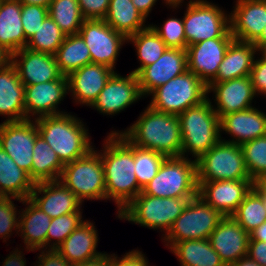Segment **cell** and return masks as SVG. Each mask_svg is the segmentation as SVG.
Masks as SVG:
<instances>
[{
  "instance_id": "6da1fadb",
  "label": "cell",
  "mask_w": 266,
  "mask_h": 266,
  "mask_svg": "<svg viewBox=\"0 0 266 266\" xmlns=\"http://www.w3.org/2000/svg\"><path fill=\"white\" fill-rule=\"evenodd\" d=\"M102 149L99 153L104 168L106 200L115 202L118 215L142 192L135 175L134 145L120 131L113 130L105 138Z\"/></svg>"
},
{
  "instance_id": "7a4b0ae2",
  "label": "cell",
  "mask_w": 266,
  "mask_h": 266,
  "mask_svg": "<svg viewBox=\"0 0 266 266\" xmlns=\"http://www.w3.org/2000/svg\"><path fill=\"white\" fill-rule=\"evenodd\" d=\"M120 133L136 147L165 157L181 156L182 135L177 115L156 111L148 105L138 120Z\"/></svg>"
},
{
  "instance_id": "3957f363",
  "label": "cell",
  "mask_w": 266,
  "mask_h": 266,
  "mask_svg": "<svg viewBox=\"0 0 266 266\" xmlns=\"http://www.w3.org/2000/svg\"><path fill=\"white\" fill-rule=\"evenodd\" d=\"M38 134L65 165L87 155L92 145L86 124L70 113L43 116L35 119Z\"/></svg>"
},
{
  "instance_id": "277c9868",
  "label": "cell",
  "mask_w": 266,
  "mask_h": 266,
  "mask_svg": "<svg viewBox=\"0 0 266 266\" xmlns=\"http://www.w3.org/2000/svg\"><path fill=\"white\" fill-rule=\"evenodd\" d=\"M209 97L178 115L181 135V157L188 153L197 160L221 140L220 118Z\"/></svg>"
},
{
  "instance_id": "5b68a950",
  "label": "cell",
  "mask_w": 266,
  "mask_h": 266,
  "mask_svg": "<svg viewBox=\"0 0 266 266\" xmlns=\"http://www.w3.org/2000/svg\"><path fill=\"white\" fill-rule=\"evenodd\" d=\"M198 187L195 159L167 157L142 192L160 198H195Z\"/></svg>"
},
{
  "instance_id": "8992f818",
  "label": "cell",
  "mask_w": 266,
  "mask_h": 266,
  "mask_svg": "<svg viewBox=\"0 0 266 266\" xmlns=\"http://www.w3.org/2000/svg\"><path fill=\"white\" fill-rule=\"evenodd\" d=\"M190 199L193 198H160L141 192L117 217L149 229H159L166 235Z\"/></svg>"
},
{
  "instance_id": "52a82bcc",
  "label": "cell",
  "mask_w": 266,
  "mask_h": 266,
  "mask_svg": "<svg viewBox=\"0 0 266 266\" xmlns=\"http://www.w3.org/2000/svg\"><path fill=\"white\" fill-rule=\"evenodd\" d=\"M148 104L159 112L180 115L189 107L201 104L208 98V86L194 73L186 70L153 90Z\"/></svg>"
},
{
  "instance_id": "ba28073f",
  "label": "cell",
  "mask_w": 266,
  "mask_h": 266,
  "mask_svg": "<svg viewBox=\"0 0 266 266\" xmlns=\"http://www.w3.org/2000/svg\"><path fill=\"white\" fill-rule=\"evenodd\" d=\"M59 181L83 203L106 200V183L101 155L92 149L87 155L64 165Z\"/></svg>"
},
{
  "instance_id": "9c48e42d",
  "label": "cell",
  "mask_w": 266,
  "mask_h": 266,
  "mask_svg": "<svg viewBox=\"0 0 266 266\" xmlns=\"http://www.w3.org/2000/svg\"><path fill=\"white\" fill-rule=\"evenodd\" d=\"M183 23L187 47L213 38H233L230 14L207 0H190Z\"/></svg>"
},
{
  "instance_id": "30bf717a",
  "label": "cell",
  "mask_w": 266,
  "mask_h": 266,
  "mask_svg": "<svg viewBox=\"0 0 266 266\" xmlns=\"http://www.w3.org/2000/svg\"><path fill=\"white\" fill-rule=\"evenodd\" d=\"M197 181L252 180L240 145L220 140L197 160Z\"/></svg>"
},
{
  "instance_id": "8fae6325",
  "label": "cell",
  "mask_w": 266,
  "mask_h": 266,
  "mask_svg": "<svg viewBox=\"0 0 266 266\" xmlns=\"http://www.w3.org/2000/svg\"><path fill=\"white\" fill-rule=\"evenodd\" d=\"M223 217L198 195L188 201L162 240L170 249L175 243L184 240L209 239Z\"/></svg>"
},
{
  "instance_id": "7c38bea8",
  "label": "cell",
  "mask_w": 266,
  "mask_h": 266,
  "mask_svg": "<svg viewBox=\"0 0 266 266\" xmlns=\"http://www.w3.org/2000/svg\"><path fill=\"white\" fill-rule=\"evenodd\" d=\"M89 48L91 63L115 70L119 51L127 38L116 32L104 19H85L78 33Z\"/></svg>"
},
{
  "instance_id": "4fadbf2b",
  "label": "cell",
  "mask_w": 266,
  "mask_h": 266,
  "mask_svg": "<svg viewBox=\"0 0 266 266\" xmlns=\"http://www.w3.org/2000/svg\"><path fill=\"white\" fill-rule=\"evenodd\" d=\"M35 119L0 123V146L31 177L33 148L38 136Z\"/></svg>"
},
{
  "instance_id": "5bb4252c",
  "label": "cell",
  "mask_w": 266,
  "mask_h": 266,
  "mask_svg": "<svg viewBox=\"0 0 266 266\" xmlns=\"http://www.w3.org/2000/svg\"><path fill=\"white\" fill-rule=\"evenodd\" d=\"M141 98L144 97L139 88L137 75L130 72L123 77L115 72L90 107L110 116L124 111Z\"/></svg>"
},
{
  "instance_id": "9a60e30c",
  "label": "cell",
  "mask_w": 266,
  "mask_h": 266,
  "mask_svg": "<svg viewBox=\"0 0 266 266\" xmlns=\"http://www.w3.org/2000/svg\"><path fill=\"white\" fill-rule=\"evenodd\" d=\"M198 195L222 216H232L253 188V180L198 182Z\"/></svg>"
},
{
  "instance_id": "2e32d148",
  "label": "cell",
  "mask_w": 266,
  "mask_h": 266,
  "mask_svg": "<svg viewBox=\"0 0 266 266\" xmlns=\"http://www.w3.org/2000/svg\"><path fill=\"white\" fill-rule=\"evenodd\" d=\"M68 95L67 76L60 79L26 85L24 93L25 119H34L43 116L58 115L66 113L58 110V105Z\"/></svg>"
},
{
  "instance_id": "e0dca14e",
  "label": "cell",
  "mask_w": 266,
  "mask_h": 266,
  "mask_svg": "<svg viewBox=\"0 0 266 266\" xmlns=\"http://www.w3.org/2000/svg\"><path fill=\"white\" fill-rule=\"evenodd\" d=\"M234 38H213L186 48L187 70L207 86L216 78L224 54Z\"/></svg>"
},
{
  "instance_id": "ac0fdd59",
  "label": "cell",
  "mask_w": 266,
  "mask_h": 266,
  "mask_svg": "<svg viewBox=\"0 0 266 266\" xmlns=\"http://www.w3.org/2000/svg\"><path fill=\"white\" fill-rule=\"evenodd\" d=\"M186 70V49L167 48L155 63L144 67L137 74L141 94L143 97L149 96L153 90Z\"/></svg>"
},
{
  "instance_id": "d6986e66",
  "label": "cell",
  "mask_w": 266,
  "mask_h": 266,
  "mask_svg": "<svg viewBox=\"0 0 266 266\" xmlns=\"http://www.w3.org/2000/svg\"><path fill=\"white\" fill-rule=\"evenodd\" d=\"M213 92L215 107L213 109L221 118L233 112L252 108L256 97L250 76L236 78L224 82H211L208 94ZM217 106V107H216Z\"/></svg>"
},
{
  "instance_id": "ffe728a7",
  "label": "cell",
  "mask_w": 266,
  "mask_h": 266,
  "mask_svg": "<svg viewBox=\"0 0 266 266\" xmlns=\"http://www.w3.org/2000/svg\"><path fill=\"white\" fill-rule=\"evenodd\" d=\"M29 199L51 219L82 211V202L59 180L36 183Z\"/></svg>"
},
{
  "instance_id": "44dd1931",
  "label": "cell",
  "mask_w": 266,
  "mask_h": 266,
  "mask_svg": "<svg viewBox=\"0 0 266 266\" xmlns=\"http://www.w3.org/2000/svg\"><path fill=\"white\" fill-rule=\"evenodd\" d=\"M11 63L25 86L53 81L63 76L54 54L23 48L12 54Z\"/></svg>"
},
{
  "instance_id": "7402d4cb",
  "label": "cell",
  "mask_w": 266,
  "mask_h": 266,
  "mask_svg": "<svg viewBox=\"0 0 266 266\" xmlns=\"http://www.w3.org/2000/svg\"><path fill=\"white\" fill-rule=\"evenodd\" d=\"M230 14V31L235 40L254 43L266 25V0H236Z\"/></svg>"
},
{
  "instance_id": "603a6c76",
  "label": "cell",
  "mask_w": 266,
  "mask_h": 266,
  "mask_svg": "<svg viewBox=\"0 0 266 266\" xmlns=\"http://www.w3.org/2000/svg\"><path fill=\"white\" fill-rule=\"evenodd\" d=\"M249 233L231 216L223 217L212 231L209 241L226 266L246 257Z\"/></svg>"
},
{
  "instance_id": "cb8c5ba5",
  "label": "cell",
  "mask_w": 266,
  "mask_h": 266,
  "mask_svg": "<svg viewBox=\"0 0 266 266\" xmlns=\"http://www.w3.org/2000/svg\"><path fill=\"white\" fill-rule=\"evenodd\" d=\"M114 73L115 70L104 65L86 64L67 76L68 93L77 104L90 107Z\"/></svg>"
},
{
  "instance_id": "d4e9b609",
  "label": "cell",
  "mask_w": 266,
  "mask_h": 266,
  "mask_svg": "<svg viewBox=\"0 0 266 266\" xmlns=\"http://www.w3.org/2000/svg\"><path fill=\"white\" fill-rule=\"evenodd\" d=\"M220 129L231 135V140L222 139L237 145L266 135V113L256 107L223 115L220 118Z\"/></svg>"
},
{
  "instance_id": "484cf974",
  "label": "cell",
  "mask_w": 266,
  "mask_h": 266,
  "mask_svg": "<svg viewBox=\"0 0 266 266\" xmlns=\"http://www.w3.org/2000/svg\"><path fill=\"white\" fill-rule=\"evenodd\" d=\"M98 231L90 220H84L58 247L57 251L71 264L82 263L101 256L98 252Z\"/></svg>"
},
{
  "instance_id": "4316f807",
  "label": "cell",
  "mask_w": 266,
  "mask_h": 266,
  "mask_svg": "<svg viewBox=\"0 0 266 266\" xmlns=\"http://www.w3.org/2000/svg\"><path fill=\"white\" fill-rule=\"evenodd\" d=\"M25 209L19 214L18 233L23 239L25 250L46 249V237L51 218L39 209L29 198L21 201Z\"/></svg>"
},
{
  "instance_id": "83f0119b",
  "label": "cell",
  "mask_w": 266,
  "mask_h": 266,
  "mask_svg": "<svg viewBox=\"0 0 266 266\" xmlns=\"http://www.w3.org/2000/svg\"><path fill=\"white\" fill-rule=\"evenodd\" d=\"M25 85L11 63L0 69V115L7 117L5 122L25 119Z\"/></svg>"
},
{
  "instance_id": "f1b7e54d",
  "label": "cell",
  "mask_w": 266,
  "mask_h": 266,
  "mask_svg": "<svg viewBox=\"0 0 266 266\" xmlns=\"http://www.w3.org/2000/svg\"><path fill=\"white\" fill-rule=\"evenodd\" d=\"M257 52L253 43L233 39L219 65L217 76L212 82H224L250 76Z\"/></svg>"
},
{
  "instance_id": "f546056e",
  "label": "cell",
  "mask_w": 266,
  "mask_h": 266,
  "mask_svg": "<svg viewBox=\"0 0 266 266\" xmlns=\"http://www.w3.org/2000/svg\"><path fill=\"white\" fill-rule=\"evenodd\" d=\"M22 3L18 0H2L0 3V46L11 54L27 45L21 20Z\"/></svg>"
},
{
  "instance_id": "4dcf8cb0",
  "label": "cell",
  "mask_w": 266,
  "mask_h": 266,
  "mask_svg": "<svg viewBox=\"0 0 266 266\" xmlns=\"http://www.w3.org/2000/svg\"><path fill=\"white\" fill-rule=\"evenodd\" d=\"M34 180L0 146V189L6 197L25 200L30 197Z\"/></svg>"
},
{
  "instance_id": "1f68e13d",
  "label": "cell",
  "mask_w": 266,
  "mask_h": 266,
  "mask_svg": "<svg viewBox=\"0 0 266 266\" xmlns=\"http://www.w3.org/2000/svg\"><path fill=\"white\" fill-rule=\"evenodd\" d=\"M104 20L126 38L149 26H146V18L137 10L132 0H110Z\"/></svg>"
},
{
  "instance_id": "d6a6232c",
  "label": "cell",
  "mask_w": 266,
  "mask_h": 266,
  "mask_svg": "<svg viewBox=\"0 0 266 266\" xmlns=\"http://www.w3.org/2000/svg\"><path fill=\"white\" fill-rule=\"evenodd\" d=\"M170 251L177 257L181 266H226L212 248L209 239L177 242Z\"/></svg>"
},
{
  "instance_id": "836d02e7",
  "label": "cell",
  "mask_w": 266,
  "mask_h": 266,
  "mask_svg": "<svg viewBox=\"0 0 266 266\" xmlns=\"http://www.w3.org/2000/svg\"><path fill=\"white\" fill-rule=\"evenodd\" d=\"M64 164L54 150L42 139L36 137L33 148L31 178L35 183L59 180Z\"/></svg>"
},
{
  "instance_id": "e575fe53",
  "label": "cell",
  "mask_w": 266,
  "mask_h": 266,
  "mask_svg": "<svg viewBox=\"0 0 266 266\" xmlns=\"http://www.w3.org/2000/svg\"><path fill=\"white\" fill-rule=\"evenodd\" d=\"M54 55L63 76L91 63L89 48L79 34L66 36Z\"/></svg>"
},
{
  "instance_id": "d590c367",
  "label": "cell",
  "mask_w": 266,
  "mask_h": 266,
  "mask_svg": "<svg viewBox=\"0 0 266 266\" xmlns=\"http://www.w3.org/2000/svg\"><path fill=\"white\" fill-rule=\"evenodd\" d=\"M127 42H131L135 46L137 58L140 61V66L131 71L136 75L144 67L155 63L168 48L165 42L150 26L129 36Z\"/></svg>"
},
{
  "instance_id": "8d00e7d4",
  "label": "cell",
  "mask_w": 266,
  "mask_h": 266,
  "mask_svg": "<svg viewBox=\"0 0 266 266\" xmlns=\"http://www.w3.org/2000/svg\"><path fill=\"white\" fill-rule=\"evenodd\" d=\"M48 15L68 35H76L85 21L78 0H52Z\"/></svg>"
},
{
  "instance_id": "74e56055",
  "label": "cell",
  "mask_w": 266,
  "mask_h": 266,
  "mask_svg": "<svg viewBox=\"0 0 266 266\" xmlns=\"http://www.w3.org/2000/svg\"><path fill=\"white\" fill-rule=\"evenodd\" d=\"M231 217L250 233L266 221V206L263 198L252 188Z\"/></svg>"
},
{
  "instance_id": "f35d334b",
  "label": "cell",
  "mask_w": 266,
  "mask_h": 266,
  "mask_svg": "<svg viewBox=\"0 0 266 266\" xmlns=\"http://www.w3.org/2000/svg\"><path fill=\"white\" fill-rule=\"evenodd\" d=\"M65 37L66 35L60 27L48 15L36 33L27 41L25 48L32 51L55 54Z\"/></svg>"
},
{
  "instance_id": "ab89813d",
  "label": "cell",
  "mask_w": 266,
  "mask_h": 266,
  "mask_svg": "<svg viewBox=\"0 0 266 266\" xmlns=\"http://www.w3.org/2000/svg\"><path fill=\"white\" fill-rule=\"evenodd\" d=\"M166 158L160 153L134 145L135 175L138 185L142 190L158 173L160 166Z\"/></svg>"
},
{
  "instance_id": "60d3db41",
  "label": "cell",
  "mask_w": 266,
  "mask_h": 266,
  "mask_svg": "<svg viewBox=\"0 0 266 266\" xmlns=\"http://www.w3.org/2000/svg\"><path fill=\"white\" fill-rule=\"evenodd\" d=\"M244 163L250 178L266 175V135L243 143Z\"/></svg>"
},
{
  "instance_id": "b9f144b4",
  "label": "cell",
  "mask_w": 266,
  "mask_h": 266,
  "mask_svg": "<svg viewBox=\"0 0 266 266\" xmlns=\"http://www.w3.org/2000/svg\"><path fill=\"white\" fill-rule=\"evenodd\" d=\"M82 212L64 214L51 220L46 237V249L57 247L83 222ZM52 241V242H51ZM55 241V242H54ZM53 243V244H52Z\"/></svg>"
},
{
  "instance_id": "7bdbcfd3",
  "label": "cell",
  "mask_w": 266,
  "mask_h": 266,
  "mask_svg": "<svg viewBox=\"0 0 266 266\" xmlns=\"http://www.w3.org/2000/svg\"><path fill=\"white\" fill-rule=\"evenodd\" d=\"M165 42L168 48L186 49L183 18L171 17L164 21L162 26L149 25Z\"/></svg>"
},
{
  "instance_id": "ee69618b",
  "label": "cell",
  "mask_w": 266,
  "mask_h": 266,
  "mask_svg": "<svg viewBox=\"0 0 266 266\" xmlns=\"http://www.w3.org/2000/svg\"><path fill=\"white\" fill-rule=\"evenodd\" d=\"M15 199L21 203L22 200L15 197H5L0 200V237L3 239V242L9 240L12 235V231L15 230L18 234V224H19V210H17L14 201ZM7 238V239H6ZM6 239V240H5Z\"/></svg>"
},
{
  "instance_id": "f6af8a7d",
  "label": "cell",
  "mask_w": 266,
  "mask_h": 266,
  "mask_svg": "<svg viewBox=\"0 0 266 266\" xmlns=\"http://www.w3.org/2000/svg\"><path fill=\"white\" fill-rule=\"evenodd\" d=\"M46 16H48L47 7L22 4L21 20L26 41H28L36 33Z\"/></svg>"
},
{
  "instance_id": "bcb514c9",
  "label": "cell",
  "mask_w": 266,
  "mask_h": 266,
  "mask_svg": "<svg viewBox=\"0 0 266 266\" xmlns=\"http://www.w3.org/2000/svg\"><path fill=\"white\" fill-rule=\"evenodd\" d=\"M78 3L85 19H104L110 0H78Z\"/></svg>"
},
{
  "instance_id": "7dc6e473",
  "label": "cell",
  "mask_w": 266,
  "mask_h": 266,
  "mask_svg": "<svg viewBox=\"0 0 266 266\" xmlns=\"http://www.w3.org/2000/svg\"><path fill=\"white\" fill-rule=\"evenodd\" d=\"M254 91L257 95L266 96V60L262 57L254 59L250 73Z\"/></svg>"
},
{
  "instance_id": "c3c4849f",
  "label": "cell",
  "mask_w": 266,
  "mask_h": 266,
  "mask_svg": "<svg viewBox=\"0 0 266 266\" xmlns=\"http://www.w3.org/2000/svg\"><path fill=\"white\" fill-rule=\"evenodd\" d=\"M140 250H131L122 257L110 254L111 266H149L147 258Z\"/></svg>"
},
{
  "instance_id": "681fc988",
  "label": "cell",
  "mask_w": 266,
  "mask_h": 266,
  "mask_svg": "<svg viewBox=\"0 0 266 266\" xmlns=\"http://www.w3.org/2000/svg\"><path fill=\"white\" fill-rule=\"evenodd\" d=\"M42 251V252H41ZM40 255L38 256L37 265L35 266H71L56 249H40Z\"/></svg>"
},
{
  "instance_id": "f907efd6",
  "label": "cell",
  "mask_w": 266,
  "mask_h": 266,
  "mask_svg": "<svg viewBox=\"0 0 266 266\" xmlns=\"http://www.w3.org/2000/svg\"><path fill=\"white\" fill-rule=\"evenodd\" d=\"M246 256L260 266H266V242L249 240Z\"/></svg>"
},
{
  "instance_id": "816d5d0a",
  "label": "cell",
  "mask_w": 266,
  "mask_h": 266,
  "mask_svg": "<svg viewBox=\"0 0 266 266\" xmlns=\"http://www.w3.org/2000/svg\"><path fill=\"white\" fill-rule=\"evenodd\" d=\"M21 250H14V252H10L9 255L2 262V266H26V260L23 257L24 253ZM25 260V261H24Z\"/></svg>"
},
{
  "instance_id": "f5cc1de1",
  "label": "cell",
  "mask_w": 266,
  "mask_h": 266,
  "mask_svg": "<svg viewBox=\"0 0 266 266\" xmlns=\"http://www.w3.org/2000/svg\"><path fill=\"white\" fill-rule=\"evenodd\" d=\"M71 266H111L110 254L104 252V254L95 259L84 261L82 263L72 264Z\"/></svg>"
},
{
  "instance_id": "db71d44e",
  "label": "cell",
  "mask_w": 266,
  "mask_h": 266,
  "mask_svg": "<svg viewBox=\"0 0 266 266\" xmlns=\"http://www.w3.org/2000/svg\"><path fill=\"white\" fill-rule=\"evenodd\" d=\"M157 0H132L137 10L147 18L152 11V7L156 4Z\"/></svg>"
},
{
  "instance_id": "11a10c76",
  "label": "cell",
  "mask_w": 266,
  "mask_h": 266,
  "mask_svg": "<svg viewBox=\"0 0 266 266\" xmlns=\"http://www.w3.org/2000/svg\"><path fill=\"white\" fill-rule=\"evenodd\" d=\"M249 240H258L266 242V221L249 233Z\"/></svg>"
},
{
  "instance_id": "9f6ffc18",
  "label": "cell",
  "mask_w": 266,
  "mask_h": 266,
  "mask_svg": "<svg viewBox=\"0 0 266 266\" xmlns=\"http://www.w3.org/2000/svg\"><path fill=\"white\" fill-rule=\"evenodd\" d=\"M253 188L260 194L263 198L266 206V175L261 176L253 181Z\"/></svg>"
},
{
  "instance_id": "6f0895ef",
  "label": "cell",
  "mask_w": 266,
  "mask_h": 266,
  "mask_svg": "<svg viewBox=\"0 0 266 266\" xmlns=\"http://www.w3.org/2000/svg\"><path fill=\"white\" fill-rule=\"evenodd\" d=\"M12 62V54L0 46V69L7 67Z\"/></svg>"
},
{
  "instance_id": "680465c9",
  "label": "cell",
  "mask_w": 266,
  "mask_h": 266,
  "mask_svg": "<svg viewBox=\"0 0 266 266\" xmlns=\"http://www.w3.org/2000/svg\"><path fill=\"white\" fill-rule=\"evenodd\" d=\"M229 266H260V265L246 256Z\"/></svg>"
},
{
  "instance_id": "91938a15",
  "label": "cell",
  "mask_w": 266,
  "mask_h": 266,
  "mask_svg": "<svg viewBox=\"0 0 266 266\" xmlns=\"http://www.w3.org/2000/svg\"><path fill=\"white\" fill-rule=\"evenodd\" d=\"M22 4H32V5H38V6H44L49 7L52 0H18Z\"/></svg>"
},
{
  "instance_id": "94428289",
  "label": "cell",
  "mask_w": 266,
  "mask_h": 266,
  "mask_svg": "<svg viewBox=\"0 0 266 266\" xmlns=\"http://www.w3.org/2000/svg\"><path fill=\"white\" fill-rule=\"evenodd\" d=\"M253 45L256 47L257 51L266 45V25L264 26L261 36L253 43Z\"/></svg>"
},
{
  "instance_id": "6125c7cd",
  "label": "cell",
  "mask_w": 266,
  "mask_h": 266,
  "mask_svg": "<svg viewBox=\"0 0 266 266\" xmlns=\"http://www.w3.org/2000/svg\"><path fill=\"white\" fill-rule=\"evenodd\" d=\"M165 4L168 5L170 8H178L184 0H164Z\"/></svg>"
},
{
  "instance_id": "be15d7a7",
  "label": "cell",
  "mask_w": 266,
  "mask_h": 266,
  "mask_svg": "<svg viewBox=\"0 0 266 266\" xmlns=\"http://www.w3.org/2000/svg\"><path fill=\"white\" fill-rule=\"evenodd\" d=\"M258 53L261 54V57L266 60V45H264Z\"/></svg>"
},
{
  "instance_id": "e7e4bbea",
  "label": "cell",
  "mask_w": 266,
  "mask_h": 266,
  "mask_svg": "<svg viewBox=\"0 0 266 266\" xmlns=\"http://www.w3.org/2000/svg\"><path fill=\"white\" fill-rule=\"evenodd\" d=\"M6 196L3 194V192L0 189V200L4 199Z\"/></svg>"
}]
</instances>
